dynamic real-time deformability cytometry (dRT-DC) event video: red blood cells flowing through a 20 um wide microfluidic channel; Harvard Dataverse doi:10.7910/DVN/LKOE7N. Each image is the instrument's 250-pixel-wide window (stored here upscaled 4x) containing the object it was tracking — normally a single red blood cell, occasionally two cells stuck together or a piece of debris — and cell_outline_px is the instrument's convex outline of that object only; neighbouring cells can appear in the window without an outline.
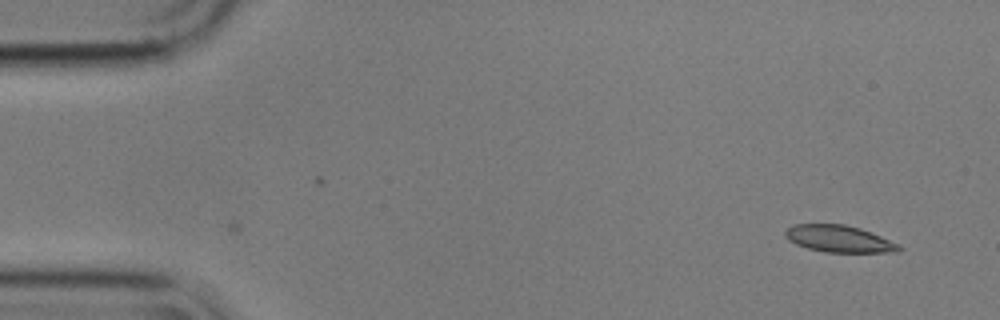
{"species": "common noctule bat (a hibernating species)", "species_latin": "Nyctalus noctula", "temperature_condition": "cold", "stored_images_in_passage": 4, "camera_frame_rate_fps": 3000, "um_per_image_px": 0.085, "animal": {"sex": "male", "body_mass_g": 17.9}, "frame": {"image": 1, "passage_image": 4, "time_ms": 1.0, "image_size_px": [1000, 320], "cell_outline_px": [[904, 248], [900, 252], [824, 252], [808, 248], [796, 244], [788, 240], [784, 236], [784, 232], [792, 224], [844, 224], [860, 228], [872, 232], [900, 244]], "centroid_in_image_um": [71.35, 20.3], "position_along_channel_um": 13.7, "area_um2": 18.03}}